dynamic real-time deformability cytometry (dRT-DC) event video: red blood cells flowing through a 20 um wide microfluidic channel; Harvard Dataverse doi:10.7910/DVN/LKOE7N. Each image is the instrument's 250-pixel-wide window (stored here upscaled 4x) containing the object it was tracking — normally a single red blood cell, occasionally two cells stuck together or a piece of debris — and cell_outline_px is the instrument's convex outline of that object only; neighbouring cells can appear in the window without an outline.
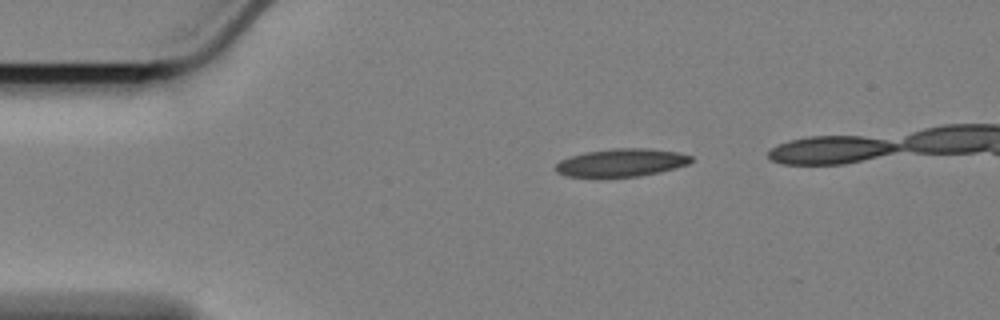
{"species": "Egyptian fruit bat (a non-hibernating species)", "species_latin": "Rousettus aegyptiacus", "temperature_condition": "cold", "stored_images_in_passage": 36, "camera_frame_rate_fps": 3000, "um_per_image_px": 0.085, "animal": {"sex": "female"}, "frame": {"image": 1, "passage_image": 1, "time_ms": 0.0, "image_size_px": [1000, 320], "cell_outline_px": [[692, 160], [688, 164], [660, 172], [640, 176], [564, 176], [556, 172], [552, 168], [560, 160], [568, 156], [584, 152], [612, 148], [648, 148], [676, 152], [692, 156]], "centroid_in_image_um": [52.76, 13.81], "position_along_channel_um": 32.2, "area_um2": 22.02}}
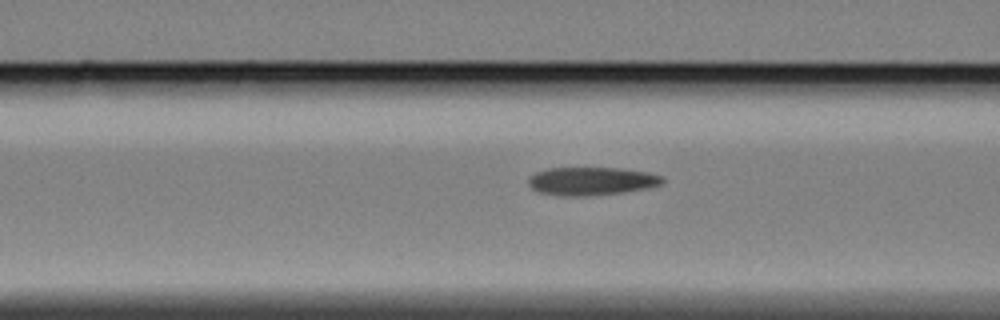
{"frame": {"image": 2, "passage_image": 12, "time_ms": 3.667, "image_size_px": [1000, 320], "cell_outline_px": [[664, 184], [648, 188], [624, 192], [584, 196], [560, 196], [540, 192], [532, 188], [528, 184], [528, 180], [536, 172], [548, 168], [616, 168], [648, 172], [664, 176]], "centroid_in_image_um": [50.32, 15.4], "position_along_channel_um": 116.3, "area_um2": 22.02}}
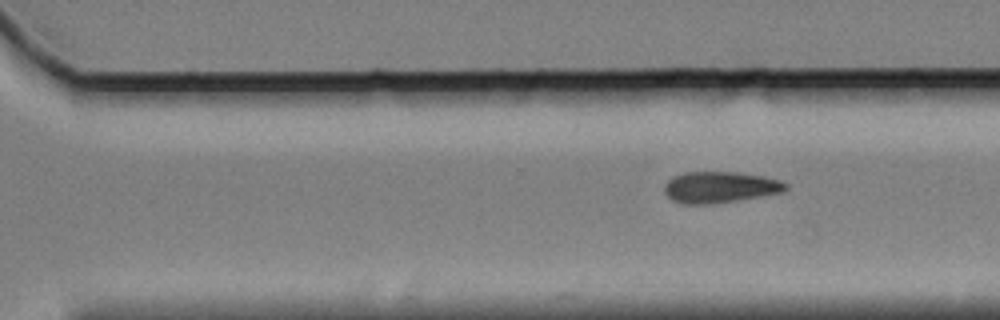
{"frame": {"image": 3, "passage_image": 36, "time_ms": 11.667, "image_size_px": [1000, 320], "cell_outline_px": [[788, 188], [784, 192], [736, 200], [708, 204], [684, 204], [672, 200], [664, 192], [664, 184], [672, 176], [684, 172], [736, 172], [764, 176], [780, 180], [788, 184]], "centroid_in_image_um": [61.19, 15.9], "position_along_channel_um": 309.4, "area_um2": 22.14}}